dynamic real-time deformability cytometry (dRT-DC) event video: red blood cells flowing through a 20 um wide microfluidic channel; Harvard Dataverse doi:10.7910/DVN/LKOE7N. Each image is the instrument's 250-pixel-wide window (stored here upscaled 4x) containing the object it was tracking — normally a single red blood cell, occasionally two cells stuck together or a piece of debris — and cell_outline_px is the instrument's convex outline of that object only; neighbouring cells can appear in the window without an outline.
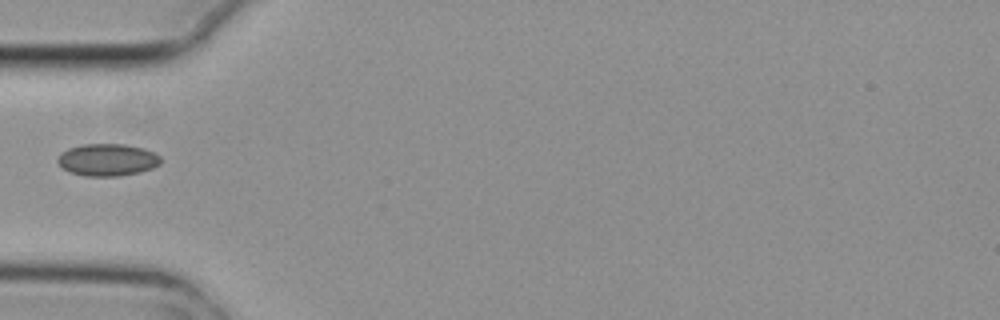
{"species": "common noctule bat (a hibernating species)", "species_latin": "Nyctalus noctula", "temperature_condition": "cold", "stored_images_in_passage": 3, "camera_frame_rate_fps": 3000, "um_per_image_px": 0.085, "animal": {"sex": "female", "body_mass_g": 29.2, "forearm_length_mm": 56.3}, "frame": {"image": 1, "passage_image": 2, "time_ms": 0.333, "image_size_px": [1000, 320], "cell_outline_px": [[160, 164], [152, 168], [140, 172], [120, 176], [84, 176], [68, 172], [56, 160], [60, 152], [68, 148], [84, 144], [124, 144], [144, 148], [160, 156]], "centroid_in_image_um": [9.11, 13.59], "position_along_channel_um": 75.9, "area_um2": 19.42}}
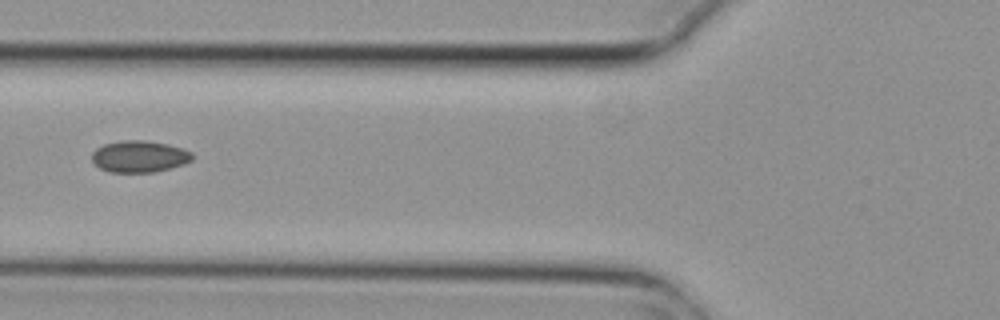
{"frame": {"image": 2, "passage_image": 3, "time_ms": 0.667, "image_size_px": [1000, 320], "cell_outline_px": [[192, 160], [184, 164], [156, 172], [108, 172], [100, 168], [92, 160], [92, 152], [96, 148], [104, 144], [120, 140], [144, 140], [168, 144], [184, 148], [192, 152]], "centroid_in_image_um": [11.85, 13.29], "position_along_channel_um": 113.9, "area_um2": 18.67}}